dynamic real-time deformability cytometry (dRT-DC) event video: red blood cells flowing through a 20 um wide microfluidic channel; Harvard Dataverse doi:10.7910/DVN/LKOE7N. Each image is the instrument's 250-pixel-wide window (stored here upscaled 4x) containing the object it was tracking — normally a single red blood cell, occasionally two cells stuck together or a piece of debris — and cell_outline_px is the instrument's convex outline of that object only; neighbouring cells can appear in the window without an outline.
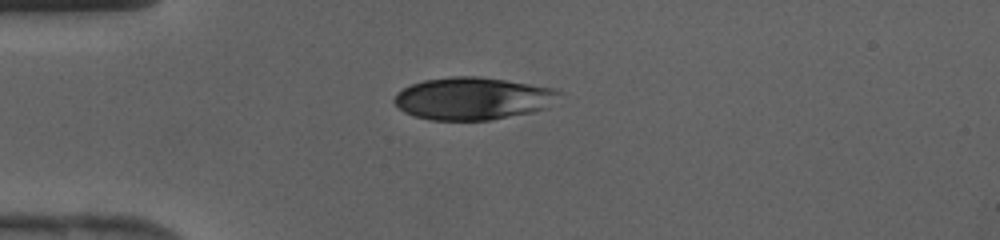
{"species": "human", "species_latin": "Homo sapiens", "temperature_condition": "cold", "stored_images_in_passage": 32, "camera_frame_rate_fps": 3000, "um_per_image_px": 0.085, "donor": {"sex": "female"}, "frame": {"image": 1, "passage_image": 1, "time_ms": 0.0, "image_size_px": [1000, 240], "cell_outline_px": [[564, 92], [544, 108], [532, 112], [492, 120], [428, 120], [412, 116], [404, 112], [392, 100], [396, 92], [412, 84], [424, 80], [452, 76], [480, 76], [552, 88]], "centroid_in_image_um": [40.13, 8.38], "position_along_channel_um": 44.9, "area_um2": 40.75}}
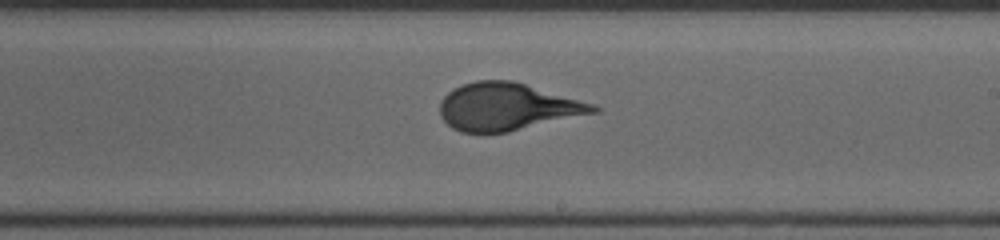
{"frame": {"image": 2, "passage_image": 15, "time_ms": 4.667, "image_size_px": [1000, 240], "cell_outline_px": [[600, 112], [508, 132], [460, 132], [452, 128], [440, 116], [440, 100], [452, 88], [476, 80], [512, 80], [596, 104], [600, 108]], "centroid_in_image_um": [43.14, 9.07], "position_along_channel_um": 245.9, "area_um2": 42.54}}
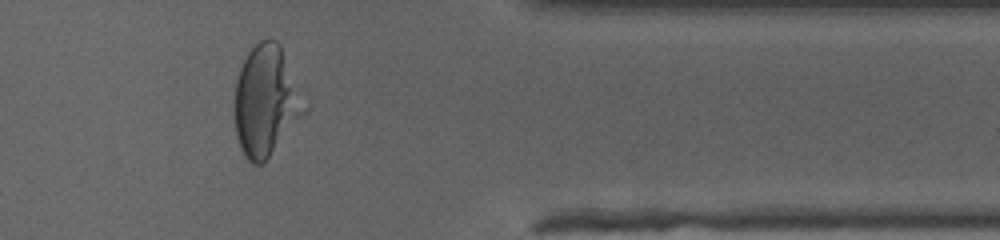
{"frame": {"image": 3, "passage_image": 25, "time_ms": 8.0, "image_size_px": [1000, 240], "cell_outline_px": [[308, 108], [264, 164], [252, 164], [244, 156], [236, 136], [236, 80], [240, 68], [248, 52], [260, 40], [268, 36], [276, 40], [280, 44]], "centroid_in_image_um": [22.61, 8.58], "position_along_channel_um": 388.8, "area_um2": 44.56}}